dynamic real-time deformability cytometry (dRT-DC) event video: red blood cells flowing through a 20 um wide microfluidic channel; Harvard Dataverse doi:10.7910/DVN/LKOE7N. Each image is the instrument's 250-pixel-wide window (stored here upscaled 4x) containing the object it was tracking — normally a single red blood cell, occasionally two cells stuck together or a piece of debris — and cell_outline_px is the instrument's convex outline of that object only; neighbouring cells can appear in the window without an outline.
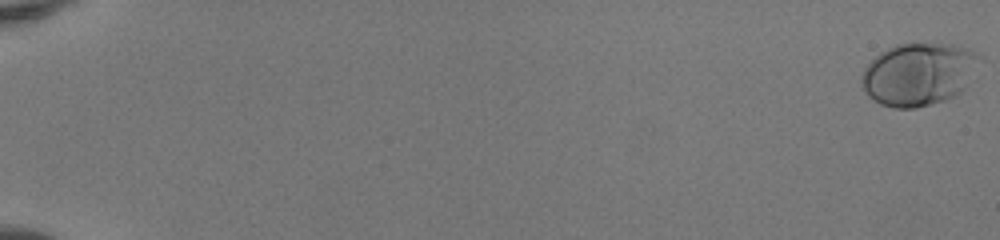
{"species": "human", "species_latin": "Homo sapiens", "temperature_condition": "room temperature", "stored_images_in_passage": 53, "camera_frame_rate_fps": 3000, "um_per_image_px": 0.085, "donor": {"sex": "female"}, "frame": {"image": 1, "passage_image": 1, "time_ms": 0.0, "image_size_px": [1000, 240], "cell_outline_px": [[980, 56], [968, 84], [956, 96], [944, 100], [916, 108], [892, 108], [880, 104], [868, 96], [860, 80], [860, 76], [864, 68], [880, 52], [896, 44], [952, 44], [968, 48], [976, 52]], "centroid_in_image_um": [78.06, 6.31], "position_along_channel_um": 6.9, "area_um2": 42.95}}
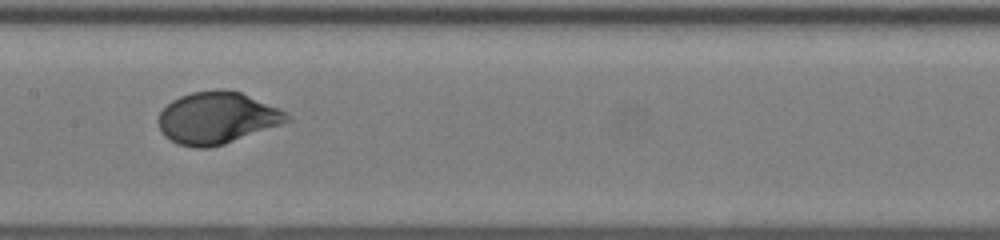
{"frame": {"image": 2, "passage_image": 30, "time_ms": 9.667, "image_size_px": [1000, 240], "cell_outline_px": [[292, 120], [224, 144], [208, 148], [196, 148], [176, 144], [164, 136], [160, 128], [160, 112], [172, 100], [180, 96], [192, 92], [240, 92], [276, 108], [292, 116]], "centroid_in_image_um": [18.42, 10.07], "position_along_channel_um": 189.0, "area_um2": 37.74}}
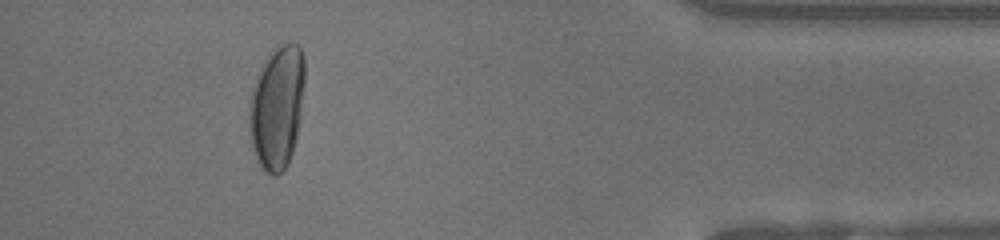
{"frame": {"image": 3, "passage_image": 49, "time_ms": 16.0, "image_size_px": [1000, 240], "cell_outline_px": [[304, 80], [300, 120], [296, 140], [288, 164], [276, 176], [272, 176], [260, 164], [252, 148], [248, 132], [248, 108], [252, 88], [260, 64], [272, 48], [280, 44], [300, 44], [304, 56]], "centroid_in_image_um": [23.52, 9.06], "position_along_channel_um": 411.7, "area_um2": 40.52}, "authors_computed_cell_mechanics": {"area_um2": 38.3792, "velocity_mm_per_s": 4.1291, "shape_relaxation_time_tau1_ms": 3.7331, "shape_relaxation_time_tau2_ms": null, "deformation_change_tau1": 0.1871, "deformation_change_tau2": null}}